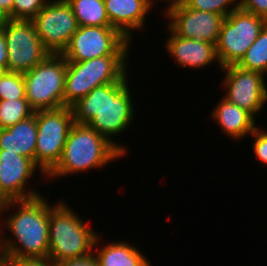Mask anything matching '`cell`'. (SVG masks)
Here are the masks:
<instances>
[{"label": "cell", "mask_w": 267, "mask_h": 266, "mask_svg": "<svg viewBox=\"0 0 267 266\" xmlns=\"http://www.w3.org/2000/svg\"><path fill=\"white\" fill-rule=\"evenodd\" d=\"M124 155L106 137L88 124L74 123L71 127L60 161L46 176L60 178L89 169L101 168Z\"/></svg>", "instance_id": "obj_3"}, {"label": "cell", "mask_w": 267, "mask_h": 266, "mask_svg": "<svg viewBox=\"0 0 267 266\" xmlns=\"http://www.w3.org/2000/svg\"><path fill=\"white\" fill-rule=\"evenodd\" d=\"M93 252L98 266H151L147 257L128 241L109 242Z\"/></svg>", "instance_id": "obj_19"}, {"label": "cell", "mask_w": 267, "mask_h": 266, "mask_svg": "<svg viewBox=\"0 0 267 266\" xmlns=\"http://www.w3.org/2000/svg\"><path fill=\"white\" fill-rule=\"evenodd\" d=\"M156 1L158 0H104V5L111 27L118 29L131 41L132 30L143 29L146 14Z\"/></svg>", "instance_id": "obj_16"}, {"label": "cell", "mask_w": 267, "mask_h": 266, "mask_svg": "<svg viewBox=\"0 0 267 266\" xmlns=\"http://www.w3.org/2000/svg\"><path fill=\"white\" fill-rule=\"evenodd\" d=\"M8 51L3 30H0V68L7 71Z\"/></svg>", "instance_id": "obj_30"}, {"label": "cell", "mask_w": 267, "mask_h": 266, "mask_svg": "<svg viewBox=\"0 0 267 266\" xmlns=\"http://www.w3.org/2000/svg\"><path fill=\"white\" fill-rule=\"evenodd\" d=\"M35 165L46 177L61 159L69 131L74 124L72 108L36 111Z\"/></svg>", "instance_id": "obj_7"}, {"label": "cell", "mask_w": 267, "mask_h": 266, "mask_svg": "<svg viewBox=\"0 0 267 266\" xmlns=\"http://www.w3.org/2000/svg\"><path fill=\"white\" fill-rule=\"evenodd\" d=\"M266 23L265 19L239 8L226 16L215 45L220 69L236 65Z\"/></svg>", "instance_id": "obj_8"}, {"label": "cell", "mask_w": 267, "mask_h": 266, "mask_svg": "<svg viewBox=\"0 0 267 266\" xmlns=\"http://www.w3.org/2000/svg\"><path fill=\"white\" fill-rule=\"evenodd\" d=\"M129 55H107L82 62H67L64 106L71 107L92 89L119 82L127 74Z\"/></svg>", "instance_id": "obj_5"}, {"label": "cell", "mask_w": 267, "mask_h": 266, "mask_svg": "<svg viewBox=\"0 0 267 266\" xmlns=\"http://www.w3.org/2000/svg\"><path fill=\"white\" fill-rule=\"evenodd\" d=\"M56 266H98L93 254L88 257L64 260L56 263Z\"/></svg>", "instance_id": "obj_29"}, {"label": "cell", "mask_w": 267, "mask_h": 266, "mask_svg": "<svg viewBox=\"0 0 267 266\" xmlns=\"http://www.w3.org/2000/svg\"><path fill=\"white\" fill-rule=\"evenodd\" d=\"M252 136L254 137L253 150L257 160L267 164V131L257 127Z\"/></svg>", "instance_id": "obj_26"}, {"label": "cell", "mask_w": 267, "mask_h": 266, "mask_svg": "<svg viewBox=\"0 0 267 266\" xmlns=\"http://www.w3.org/2000/svg\"><path fill=\"white\" fill-rule=\"evenodd\" d=\"M14 0H0V7L5 10L12 19V9Z\"/></svg>", "instance_id": "obj_31"}, {"label": "cell", "mask_w": 267, "mask_h": 266, "mask_svg": "<svg viewBox=\"0 0 267 266\" xmlns=\"http://www.w3.org/2000/svg\"><path fill=\"white\" fill-rule=\"evenodd\" d=\"M225 73L223 87H225V98L230 103L247 110L254 117L262 111L267 102V87L265 76L256 71H249L237 65L222 67Z\"/></svg>", "instance_id": "obj_13"}, {"label": "cell", "mask_w": 267, "mask_h": 266, "mask_svg": "<svg viewBox=\"0 0 267 266\" xmlns=\"http://www.w3.org/2000/svg\"><path fill=\"white\" fill-rule=\"evenodd\" d=\"M79 26H111L104 0H66Z\"/></svg>", "instance_id": "obj_20"}, {"label": "cell", "mask_w": 267, "mask_h": 266, "mask_svg": "<svg viewBox=\"0 0 267 266\" xmlns=\"http://www.w3.org/2000/svg\"><path fill=\"white\" fill-rule=\"evenodd\" d=\"M166 1V0H164ZM166 7L169 27L183 38L208 41L216 45L225 16L208 11H198L187 7L181 0H167Z\"/></svg>", "instance_id": "obj_12"}, {"label": "cell", "mask_w": 267, "mask_h": 266, "mask_svg": "<svg viewBox=\"0 0 267 266\" xmlns=\"http://www.w3.org/2000/svg\"><path fill=\"white\" fill-rule=\"evenodd\" d=\"M170 37L166 40V50L173 56L174 61L180 67L200 69L207 67L212 62L219 61L216 54V46L208 41L183 38L176 35L169 27Z\"/></svg>", "instance_id": "obj_15"}, {"label": "cell", "mask_w": 267, "mask_h": 266, "mask_svg": "<svg viewBox=\"0 0 267 266\" xmlns=\"http://www.w3.org/2000/svg\"><path fill=\"white\" fill-rule=\"evenodd\" d=\"M32 22L38 37L51 54H62L79 28L66 0H49Z\"/></svg>", "instance_id": "obj_11"}, {"label": "cell", "mask_w": 267, "mask_h": 266, "mask_svg": "<svg viewBox=\"0 0 267 266\" xmlns=\"http://www.w3.org/2000/svg\"><path fill=\"white\" fill-rule=\"evenodd\" d=\"M36 167L30 158L0 150V203L41 196L34 189L25 188L30 177H34Z\"/></svg>", "instance_id": "obj_14"}, {"label": "cell", "mask_w": 267, "mask_h": 266, "mask_svg": "<svg viewBox=\"0 0 267 266\" xmlns=\"http://www.w3.org/2000/svg\"><path fill=\"white\" fill-rule=\"evenodd\" d=\"M130 40L111 26H79L61 54L67 62L107 55H129Z\"/></svg>", "instance_id": "obj_9"}, {"label": "cell", "mask_w": 267, "mask_h": 266, "mask_svg": "<svg viewBox=\"0 0 267 266\" xmlns=\"http://www.w3.org/2000/svg\"><path fill=\"white\" fill-rule=\"evenodd\" d=\"M44 198L41 195L28 200L0 203V215L12 207L16 206L14 210L18 208L1 224L15 237L14 241L10 237L0 236L2 259L48 258L49 203Z\"/></svg>", "instance_id": "obj_2"}, {"label": "cell", "mask_w": 267, "mask_h": 266, "mask_svg": "<svg viewBox=\"0 0 267 266\" xmlns=\"http://www.w3.org/2000/svg\"><path fill=\"white\" fill-rule=\"evenodd\" d=\"M213 110L211 114L213 120L223 133L235 140L249 136V133L252 134L257 128L256 117L225 98H222Z\"/></svg>", "instance_id": "obj_17"}, {"label": "cell", "mask_w": 267, "mask_h": 266, "mask_svg": "<svg viewBox=\"0 0 267 266\" xmlns=\"http://www.w3.org/2000/svg\"><path fill=\"white\" fill-rule=\"evenodd\" d=\"M5 72V70L0 68V77L2 76V74Z\"/></svg>", "instance_id": "obj_34"}, {"label": "cell", "mask_w": 267, "mask_h": 266, "mask_svg": "<svg viewBox=\"0 0 267 266\" xmlns=\"http://www.w3.org/2000/svg\"><path fill=\"white\" fill-rule=\"evenodd\" d=\"M66 202L49 205V253L58 263L64 260L88 257L98 246L97 232L88 226Z\"/></svg>", "instance_id": "obj_4"}, {"label": "cell", "mask_w": 267, "mask_h": 266, "mask_svg": "<svg viewBox=\"0 0 267 266\" xmlns=\"http://www.w3.org/2000/svg\"><path fill=\"white\" fill-rule=\"evenodd\" d=\"M127 79L126 74L119 82L95 87L71 106L74 123L88 124L112 142L124 155L127 154L126 146L116 144L112 140L113 136H118L131 126L134 116Z\"/></svg>", "instance_id": "obj_1"}, {"label": "cell", "mask_w": 267, "mask_h": 266, "mask_svg": "<svg viewBox=\"0 0 267 266\" xmlns=\"http://www.w3.org/2000/svg\"><path fill=\"white\" fill-rule=\"evenodd\" d=\"M237 2L239 9L253 13L267 21V0H239Z\"/></svg>", "instance_id": "obj_27"}, {"label": "cell", "mask_w": 267, "mask_h": 266, "mask_svg": "<svg viewBox=\"0 0 267 266\" xmlns=\"http://www.w3.org/2000/svg\"><path fill=\"white\" fill-rule=\"evenodd\" d=\"M34 113L26 98L0 100V129L13 126Z\"/></svg>", "instance_id": "obj_22"}, {"label": "cell", "mask_w": 267, "mask_h": 266, "mask_svg": "<svg viewBox=\"0 0 267 266\" xmlns=\"http://www.w3.org/2000/svg\"><path fill=\"white\" fill-rule=\"evenodd\" d=\"M187 7L198 11H208L223 16H228L231 12L238 9V0H181ZM235 3V4H234ZM230 4L233 7L228 8ZM229 5V6H228Z\"/></svg>", "instance_id": "obj_24"}, {"label": "cell", "mask_w": 267, "mask_h": 266, "mask_svg": "<svg viewBox=\"0 0 267 266\" xmlns=\"http://www.w3.org/2000/svg\"><path fill=\"white\" fill-rule=\"evenodd\" d=\"M26 98L23 73L5 71L0 77V100Z\"/></svg>", "instance_id": "obj_23"}, {"label": "cell", "mask_w": 267, "mask_h": 266, "mask_svg": "<svg viewBox=\"0 0 267 266\" xmlns=\"http://www.w3.org/2000/svg\"><path fill=\"white\" fill-rule=\"evenodd\" d=\"M0 217H1V215H0ZM0 228H1V227H0ZM1 231H2L3 235H5L4 231H3L2 228H1V229H0V236L2 235V234H1ZM0 262H2L1 245H0Z\"/></svg>", "instance_id": "obj_33"}, {"label": "cell", "mask_w": 267, "mask_h": 266, "mask_svg": "<svg viewBox=\"0 0 267 266\" xmlns=\"http://www.w3.org/2000/svg\"><path fill=\"white\" fill-rule=\"evenodd\" d=\"M49 0H14L13 20H32Z\"/></svg>", "instance_id": "obj_25"}, {"label": "cell", "mask_w": 267, "mask_h": 266, "mask_svg": "<svg viewBox=\"0 0 267 266\" xmlns=\"http://www.w3.org/2000/svg\"><path fill=\"white\" fill-rule=\"evenodd\" d=\"M66 72V59L61 54H50L23 73L26 99L35 112L64 107Z\"/></svg>", "instance_id": "obj_6"}, {"label": "cell", "mask_w": 267, "mask_h": 266, "mask_svg": "<svg viewBox=\"0 0 267 266\" xmlns=\"http://www.w3.org/2000/svg\"><path fill=\"white\" fill-rule=\"evenodd\" d=\"M10 20L9 14L0 7V30H3Z\"/></svg>", "instance_id": "obj_32"}, {"label": "cell", "mask_w": 267, "mask_h": 266, "mask_svg": "<svg viewBox=\"0 0 267 266\" xmlns=\"http://www.w3.org/2000/svg\"><path fill=\"white\" fill-rule=\"evenodd\" d=\"M2 266H56L48 258H21V259H2Z\"/></svg>", "instance_id": "obj_28"}, {"label": "cell", "mask_w": 267, "mask_h": 266, "mask_svg": "<svg viewBox=\"0 0 267 266\" xmlns=\"http://www.w3.org/2000/svg\"><path fill=\"white\" fill-rule=\"evenodd\" d=\"M37 138L36 112L8 128L0 129V150L17 153L35 163Z\"/></svg>", "instance_id": "obj_18"}, {"label": "cell", "mask_w": 267, "mask_h": 266, "mask_svg": "<svg viewBox=\"0 0 267 266\" xmlns=\"http://www.w3.org/2000/svg\"><path fill=\"white\" fill-rule=\"evenodd\" d=\"M7 43V71L25 73L51 53L44 47L32 20H13L3 29Z\"/></svg>", "instance_id": "obj_10"}, {"label": "cell", "mask_w": 267, "mask_h": 266, "mask_svg": "<svg viewBox=\"0 0 267 266\" xmlns=\"http://www.w3.org/2000/svg\"><path fill=\"white\" fill-rule=\"evenodd\" d=\"M236 65L242 69L256 71L263 75L267 73V23L260 31L258 38Z\"/></svg>", "instance_id": "obj_21"}]
</instances>
